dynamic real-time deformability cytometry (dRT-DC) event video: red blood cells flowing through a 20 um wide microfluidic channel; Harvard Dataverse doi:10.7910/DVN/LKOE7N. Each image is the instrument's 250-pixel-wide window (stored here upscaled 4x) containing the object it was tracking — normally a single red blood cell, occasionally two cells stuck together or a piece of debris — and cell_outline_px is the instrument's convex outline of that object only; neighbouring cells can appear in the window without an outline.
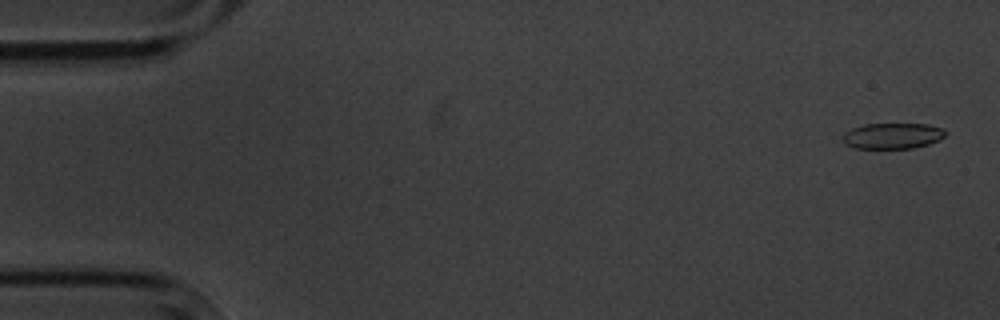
{"species": "common noctule bat (a hibernating species)", "species_latin": "Nyctalus noctula", "temperature_condition": "cold", "stored_images_in_passage": 5, "camera_frame_rate_fps": 3000, "um_per_image_px": 0.085, "animal": {"sex": "male", "body_mass_g": 20.1, "forearm_length_mm": 53.5}, "frame": {"image": 1, "passage_image": 1, "time_ms": 0.0, "image_size_px": [1000, 320], "cell_outline_px": [[948, 132], [940, 140], [928, 144], [912, 148], [856, 148], [844, 144], [844, 132], [852, 128], [864, 124], [928, 124], [940, 128]], "centroid_in_image_um": [75.87, 11.54], "position_along_channel_um": 9.1, "area_um2": 15.37}}
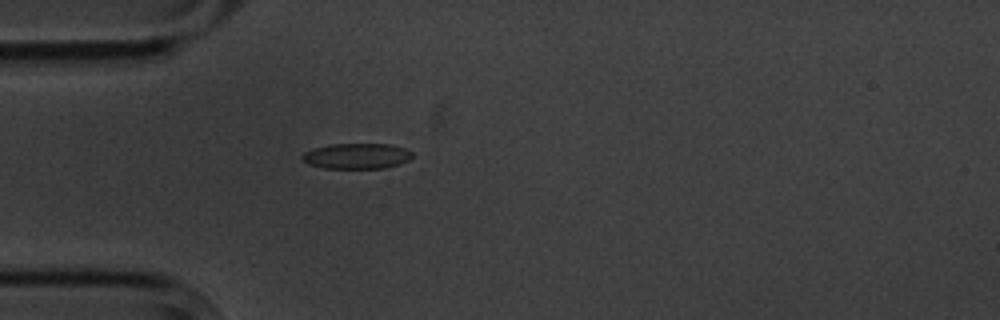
{"frame": {"image": 2, "passage_image": 5, "time_ms": 4.667, "image_size_px": [1000, 320], "cell_outline_px": [[412, 156], [408, 160], [400, 164], [384, 168], [324, 168], [308, 164], [300, 160], [300, 156], [304, 152], [316, 148], [332, 144], [392, 144], [404, 148], [412, 152]], "centroid_in_image_um": [30.31, 13.26], "position_along_channel_um": 54.7, "area_um2": 16.42}}